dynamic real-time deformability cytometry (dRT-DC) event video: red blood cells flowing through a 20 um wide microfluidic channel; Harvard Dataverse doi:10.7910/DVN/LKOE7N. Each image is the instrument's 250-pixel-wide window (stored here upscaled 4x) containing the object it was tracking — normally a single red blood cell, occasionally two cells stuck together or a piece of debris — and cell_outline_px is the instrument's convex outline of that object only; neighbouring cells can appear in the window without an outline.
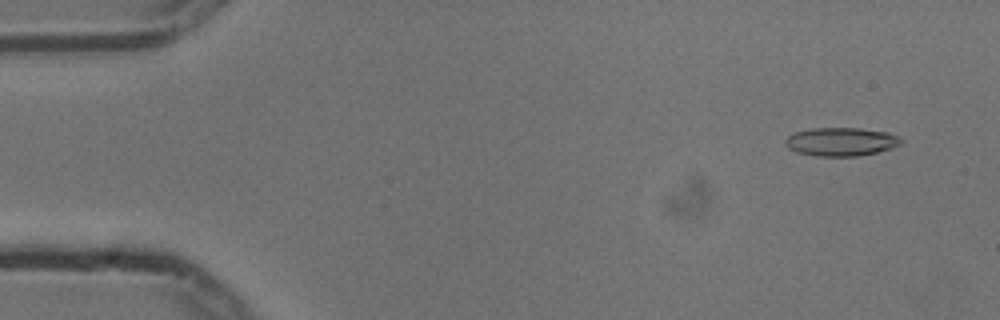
{"species": "common noctule bat (a hibernating species)", "species_latin": "Nyctalus noctula", "temperature_condition": "cold", "stored_images_in_passage": 16, "camera_frame_rate_fps": 3000, "um_per_image_px": 0.085, "animal": {"sex": "male", "body_mass_g": 13.3}, "frame": {"image": 1, "passage_image": 4, "time_ms": 1.0, "image_size_px": [1000, 320], "cell_outline_px": [[904, 140], [900, 144], [892, 148], [876, 152], [856, 156], [816, 156], [796, 152], [788, 148], [784, 144], [784, 140], [788, 136], [796, 132], [812, 128], [860, 128], [888, 132]], "centroid_in_image_um": [71.47, 12.04], "position_along_channel_um": 13.5, "area_um2": 19.19}}
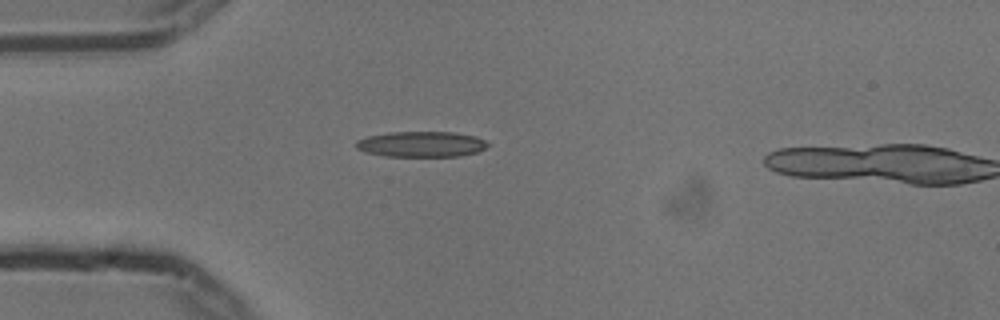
{"frame": {"image": 2, "passage_image": 15, "time_ms": 4.667, "image_size_px": [1000, 320], "cell_outline_px": [[488, 144], [484, 148], [476, 152], [460, 156], [384, 156], [364, 152], [356, 148], [356, 140], [368, 136], [388, 132], [456, 132], [476, 136], [484, 140]], "centroid_in_image_um": [35.78, 12.25], "position_along_channel_um": 49.2, "area_um2": 19.65}}